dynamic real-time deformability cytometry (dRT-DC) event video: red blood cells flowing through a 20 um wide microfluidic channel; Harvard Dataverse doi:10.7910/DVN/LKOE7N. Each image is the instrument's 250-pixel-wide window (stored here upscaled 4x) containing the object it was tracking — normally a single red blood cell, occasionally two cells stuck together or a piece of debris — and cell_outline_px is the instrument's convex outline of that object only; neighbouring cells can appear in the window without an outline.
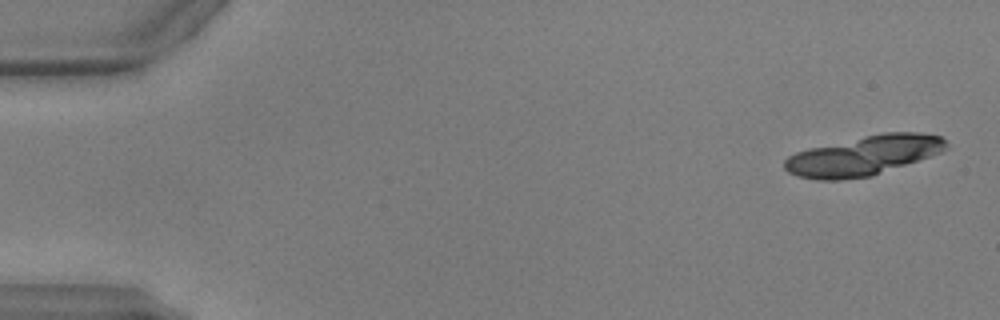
{"species": "common noctule bat (a hibernating species)", "species_latin": "Nyctalus noctula", "temperature_condition": "warm", "stored_images_in_passage": 20, "camera_frame_rate_fps": 3000, "um_per_image_px": 0.085, "animal": {"sex": "male", "body_mass_g": 17.9, "forearm_length_mm": 54.2}, "frame": {"image": 1, "passage_image": 2, "time_ms": 0.333, "image_size_px": [1000, 320], "cell_outline_px": [[948, 148], [940, 152], [872, 176], [840, 180], [816, 180], [796, 176], [788, 172], [784, 168], [784, 160], [788, 156], [796, 152], [808, 148], [864, 136], [884, 132], [920, 132], [940, 136], [948, 144]], "centroid_in_image_um": [73.37, 13.23], "position_along_channel_um": 11.6, "area_um2": 37.22}}
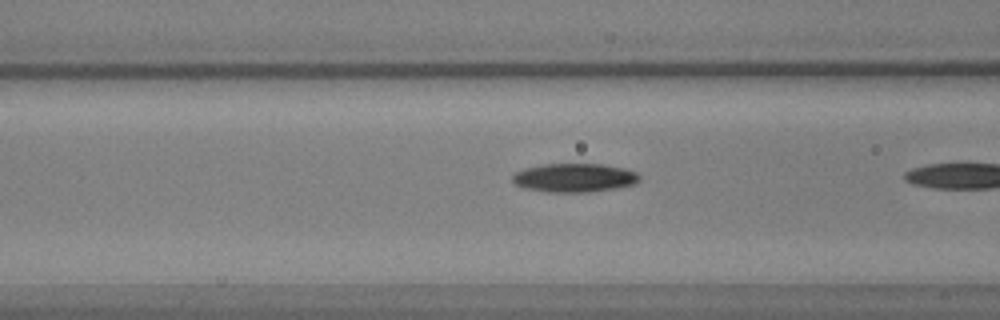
{"frame": {"image": 2, "passage_image": 19, "time_ms": 6.0, "image_size_px": [1000, 320], "cell_outline_px": [[640, 180], [636, 184], [616, 188], [588, 192], [548, 192], [524, 188], [516, 184], [512, 180], [512, 176], [516, 172], [524, 168], [544, 164], [604, 164], [624, 168], [636, 172], [640, 176]], "centroid_in_image_um": [48.84, 15.11], "position_along_channel_um": 117.8, "area_um2": 21.33}}